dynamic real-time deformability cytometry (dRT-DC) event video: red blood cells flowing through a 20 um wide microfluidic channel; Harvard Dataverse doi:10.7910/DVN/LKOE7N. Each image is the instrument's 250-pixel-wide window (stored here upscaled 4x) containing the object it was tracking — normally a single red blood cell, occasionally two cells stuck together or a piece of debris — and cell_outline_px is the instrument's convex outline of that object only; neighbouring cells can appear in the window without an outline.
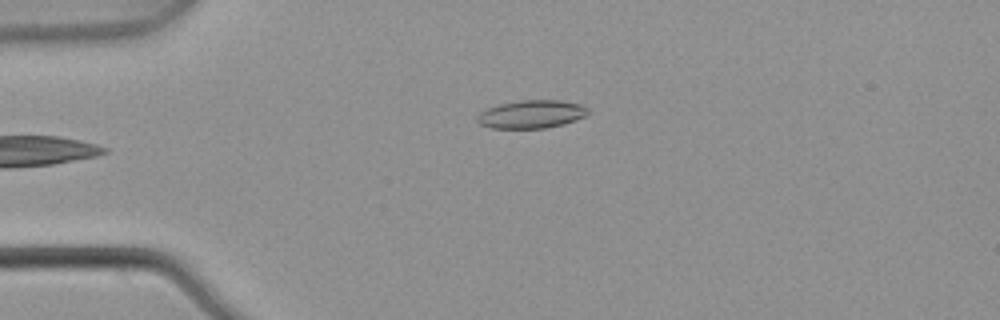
{"species": "common noctule bat (a hibernating species)", "species_latin": "Nyctalus noctula", "temperature_condition": "warm", "stored_images_in_passage": 5, "camera_frame_rate_fps": 3000, "um_per_image_px": 0.085, "animal": {"sex": "male", "body_mass_g": 21.5, "forearm_length_mm": 52.0}, "frame": {"image": 1, "passage_image": 5, "time_ms": 1.333, "image_size_px": [1000, 320], "cell_outline_px": [[588, 112], [584, 116], [564, 124], [544, 128], [492, 128], [480, 124], [476, 120], [476, 116], [480, 112], [496, 104], [520, 100], [560, 100], [580, 104], [588, 108]], "centroid_in_image_um": [45.13, 9.7], "position_along_channel_um": 39.9, "area_um2": 18.15}}